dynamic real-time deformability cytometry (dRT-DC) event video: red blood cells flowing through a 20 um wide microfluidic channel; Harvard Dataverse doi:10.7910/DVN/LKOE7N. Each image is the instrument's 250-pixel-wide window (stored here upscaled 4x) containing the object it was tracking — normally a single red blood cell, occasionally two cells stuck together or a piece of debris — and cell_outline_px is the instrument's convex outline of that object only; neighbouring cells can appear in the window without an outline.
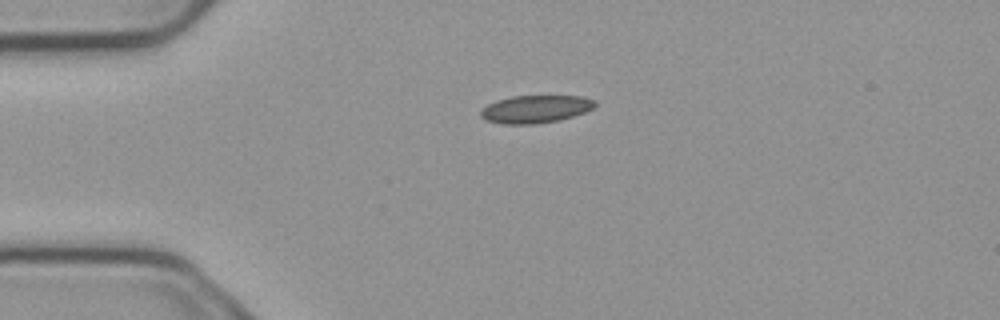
{"species": "common noctule bat (a hibernating species)", "species_latin": "Nyctalus noctula", "temperature_condition": "cold", "stored_images_in_passage": 2, "camera_frame_rate_fps": 3000, "um_per_image_px": 0.085, "animal": {"sex": "male", "body_mass_g": 23.1, "forearm_length_mm": 52.7}, "frame": {"image": 1, "passage_image": 1, "time_ms": 0.0, "image_size_px": [1000, 320], "cell_outline_px": [[596, 104], [592, 108], [584, 112], [560, 120], [536, 124], [500, 124], [484, 120], [480, 116], [480, 112], [488, 104], [496, 100], [512, 96], [580, 96], [596, 100]], "centroid_in_image_um": [45.48, 9.28], "position_along_channel_um": 39.5, "area_um2": 18.5}}